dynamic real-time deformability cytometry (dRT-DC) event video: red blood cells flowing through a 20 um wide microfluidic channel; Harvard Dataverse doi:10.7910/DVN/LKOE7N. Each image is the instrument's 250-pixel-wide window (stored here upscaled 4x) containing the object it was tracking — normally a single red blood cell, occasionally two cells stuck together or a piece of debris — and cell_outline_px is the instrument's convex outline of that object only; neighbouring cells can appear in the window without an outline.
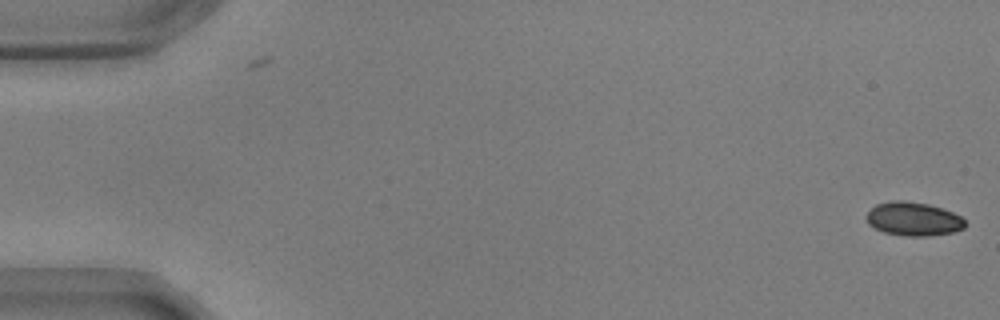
{"species": "common noctule bat (a hibernating species)", "species_latin": "Nyctalus noctula", "temperature_condition": "warm", "stored_images_in_passage": 2, "camera_frame_rate_fps": 3000, "um_per_image_px": 0.085, "animal": {"sex": "male", "body_mass_g": 17.9, "forearm_length_mm": 54.2}, "frame": {"image": 1, "passage_image": 2, "time_ms": 0.333, "image_size_px": [1000, 320], "cell_outline_px": [[968, 224], [964, 228], [956, 232], [928, 236], [904, 236], [884, 232], [868, 224], [868, 212], [876, 204], [892, 200], [904, 200], [928, 204], [952, 212], [960, 216]], "centroid_in_image_um": [77.68, 18.62], "position_along_channel_um": 7.3, "area_um2": 19.36}}